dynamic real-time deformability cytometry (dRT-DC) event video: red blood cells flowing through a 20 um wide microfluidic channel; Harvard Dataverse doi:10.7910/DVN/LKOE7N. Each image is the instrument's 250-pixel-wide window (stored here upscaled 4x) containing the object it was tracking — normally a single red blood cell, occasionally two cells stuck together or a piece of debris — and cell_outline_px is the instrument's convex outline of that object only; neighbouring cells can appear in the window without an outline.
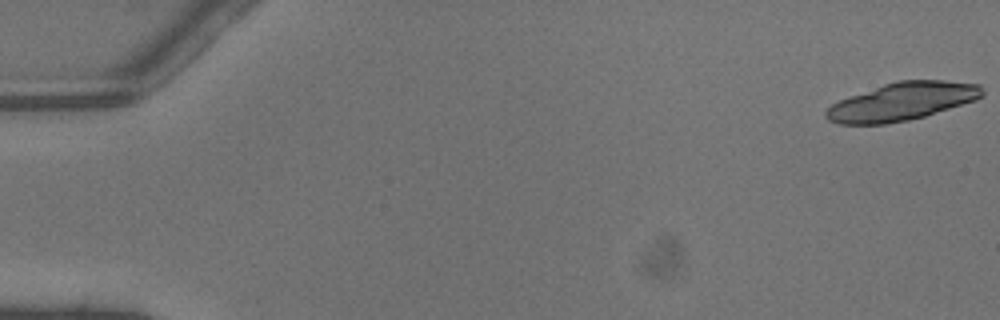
{"species": "common noctule bat (a hibernating species)", "species_latin": "Nyctalus noctula", "temperature_condition": "warm", "stored_images_in_passage": 18, "camera_frame_rate_fps": 3000, "um_per_image_px": 0.085, "animal": {"sex": "male", "body_mass_g": 13.3}, "frame": {"image": 1, "passage_image": 1, "time_ms": 0.0, "image_size_px": [1000, 320], "cell_outline_px": [[984, 96], [976, 100], [924, 116], [908, 120], [884, 124], [840, 124], [828, 120], [824, 116], [824, 112], [832, 104], [840, 100], [884, 84], [900, 80], [944, 80], [980, 84], [984, 92]], "centroid_in_image_um": [76.7, 8.63], "position_along_channel_um": 8.3, "area_um2": 34.28}}